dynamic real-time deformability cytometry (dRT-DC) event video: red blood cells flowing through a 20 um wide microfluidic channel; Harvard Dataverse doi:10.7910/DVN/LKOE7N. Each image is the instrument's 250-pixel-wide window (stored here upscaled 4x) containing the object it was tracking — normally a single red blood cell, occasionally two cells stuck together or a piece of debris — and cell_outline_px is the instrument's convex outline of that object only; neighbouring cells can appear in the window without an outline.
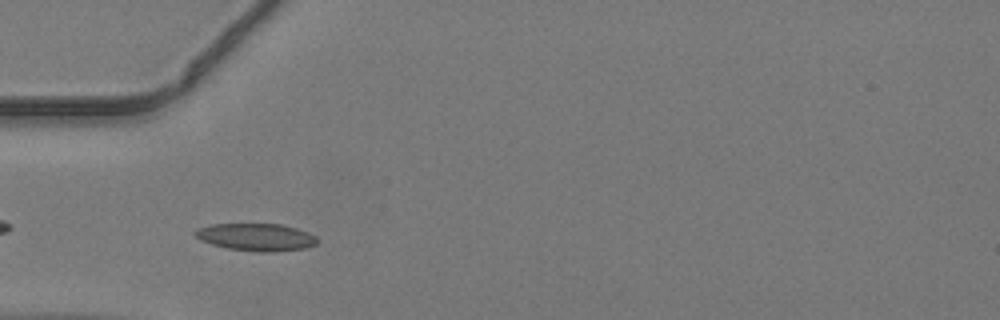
{"species": "common noctule bat (a hibernating species)", "species_latin": "Nyctalus noctula", "temperature_condition": "warm", "stored_images_in_passage": 34, "camera_frame_rate_fps": 3000, "um_per_image_px": 0.085, "animal": {"sex": "male", "body_mass_g": 19.2, "forearm_length_mm": 51.8}, "frame": {"image": 1, "passage_image": 2, "time_ms": 0.333, "image_size_px": [1000, 320], "cell_outline_px": [[320, 240], [316, 244], [304, 248], [276, 252], [260, 252], [228, 248], [212, 244], [200, 240], [196, 236], [196, 232], [200, 228], [212, 224], [280, 224], [296, 228], [308, 232], [316, 236]], "centroid_in_image_um": [21.84, 20.16], "position_along_channel_um": 63.2, "area_um2": 19.36}}
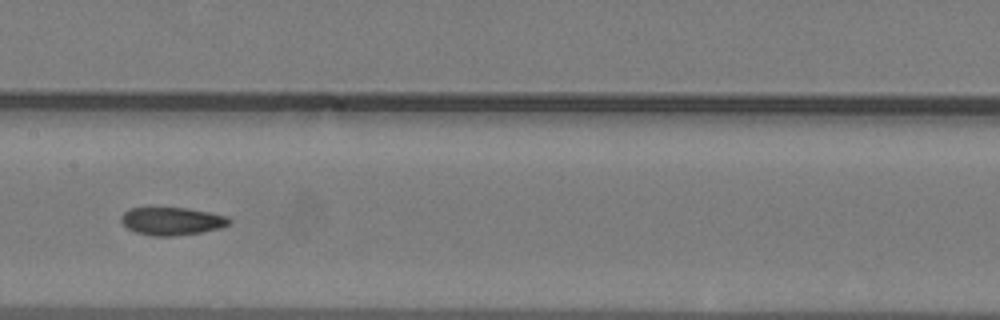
{"frame": {"image": 2, "passage_image": 11, "time_ms": 3.333, "image_size_px": [1000, 320], "cell_outline_px": [[232, 220], [228, 224], [220, 228], [200, 232], [176, 236], [152, 236], [136, 232], [128, 228], [120, 220], [120, 216], [128, 208], [188, 208], [208, 212], [224, 216]], "centroid_in_image_um": [14.57, 18.8], "position_along_channel_um": 192.8, "area_um2": 17.4}}
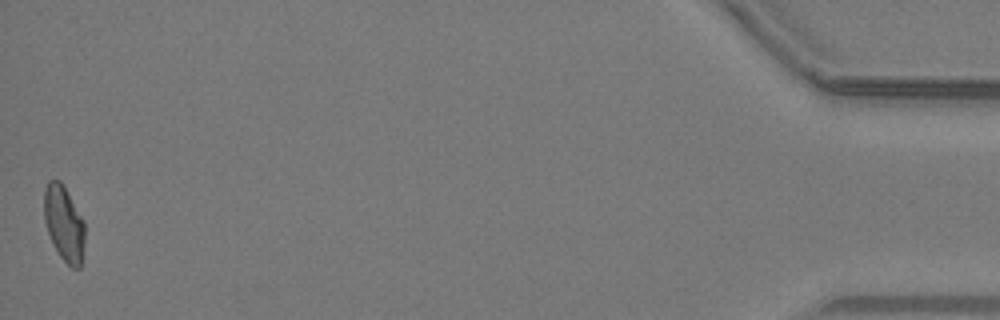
{"frame": {"image": 3, "passage_image": 34, "time_ms": 11.0, "image_size_px": [1000, 320], "cell_outline_px": [[84, 244], [80, 268], [72, 268], [60, 256], [48, 232], [44, 220], [44, 188], [48, 180], [60, 180], [64, 184], [84, 220]], "centroid_in_image_um": [5.44, 18.94], "position_along_channel_um": 429.8, "area_um2": 17.92}}